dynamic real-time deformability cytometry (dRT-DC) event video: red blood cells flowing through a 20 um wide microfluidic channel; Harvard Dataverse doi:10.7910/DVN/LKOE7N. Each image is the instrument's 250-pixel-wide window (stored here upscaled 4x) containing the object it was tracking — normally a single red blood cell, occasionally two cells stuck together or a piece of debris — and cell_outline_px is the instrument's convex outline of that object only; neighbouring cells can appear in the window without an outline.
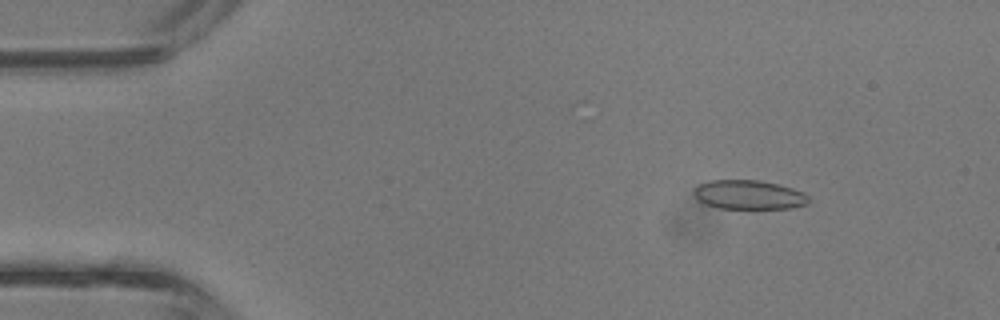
{"species": "common noctule bat (a hibernating species)", "species_latin": "Nyctalus noctula", "temperature_condition": "room temperature", "stored_images_in_passage": 29, "camera_frame_rate_fps": 3000, "um_per_image_px": 0.085, "animal": {"sex": "male", "body_mass_g": 13.3}, "frame": {"image": 1, "passage_image": 6, "time_ms": 1.667, "image_size_px": [1000, 320], "cell_outline_px": [[808, 204], [792, 208], [720, 208], [704, 204], [696, 200], [692, 192], [700, 184], [708, 180], [760, 180], [792, 188], [804, 192], [808, 196]], "centroid_in_image_um": [63.63, 16.55], "position_along_channel_um": 21.4, "area_um2": 19.54}}
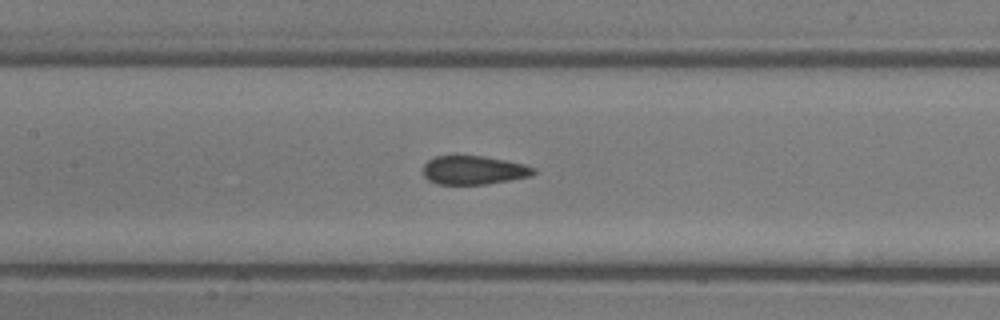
{"frame": {"image": 2, "passage_image": 20, "time_ms": 6.333, "image_size_px": [1000, 320], "cell_outline_px": [[536, 172], [532, 176], [488, 184], [436, 184], [428, 180], [424, 176], [424, 164], [428, 160], [436, 156], [484, 156], [524, 164], [536, 168]], "centroid_in_image_um": [40.29, 14.47], "position_along_channel_um": 167.1, "area_um2": 18.5}}
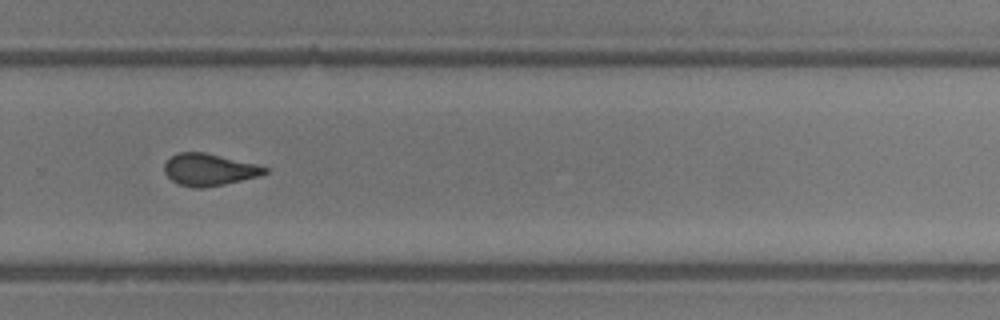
{"frame": {"image": 3, "passage_image": 29, "time_ms": 9.333, "image_size_px": [1000, 320], "cell_outline_px": [[268, 172], [260, 176], [224, 184], [204, 188], [192, 188], [180, 184], [172, 180], [164, 172], [164, 164], [176, 152], [204, 152], [256, 164], [268, 168]], "centroid_in_image_um": [17.77, 14.42], "position_along_channel_um": 312.0, "area_um2": 18.67}}